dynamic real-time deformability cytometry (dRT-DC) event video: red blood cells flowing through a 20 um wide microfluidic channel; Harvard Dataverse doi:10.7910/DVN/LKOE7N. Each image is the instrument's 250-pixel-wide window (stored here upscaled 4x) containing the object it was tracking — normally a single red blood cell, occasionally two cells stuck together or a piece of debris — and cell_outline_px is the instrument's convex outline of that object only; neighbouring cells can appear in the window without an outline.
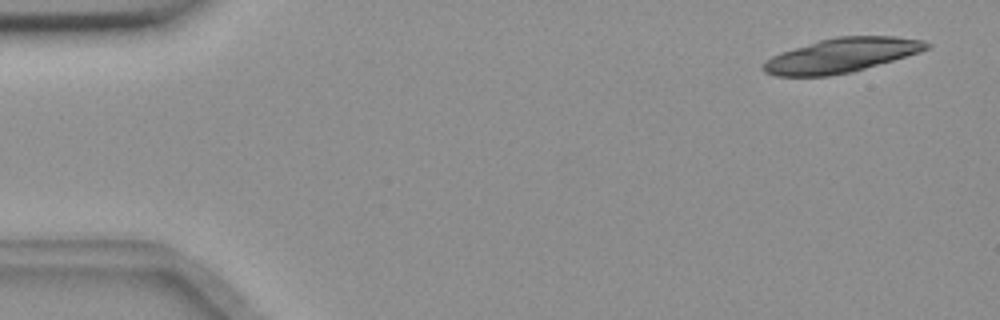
{"species": "common noctule bat (a hibernating species)", "species_latin": "Nyctalus noctula", "temperature_condition": "room temperature", "stored_images_in_passage": 5, "camera_frame_rate_fps": 3000, "um_per_image_px": 0.085, "animal": {"sex": "female", "body_mass_g": 18.4}, "frame": {"image": 1, "passage_image": 1, "time_ms": 0.0, "image_size_px": [1000, 320], "cell_outline_px": [[932, 44], [928, 48], [920, 52], [852, 72], [828, 76], [776, 76], [764, 72], [764, 64], [772, 56], [780, 52], [820, 40], [836, 36], [896, 36], [924, 40]], "centroid_in_image_um": [71.56, 4.7], "position_along_channel_um": 13.4, "area_um2": 32.48}}